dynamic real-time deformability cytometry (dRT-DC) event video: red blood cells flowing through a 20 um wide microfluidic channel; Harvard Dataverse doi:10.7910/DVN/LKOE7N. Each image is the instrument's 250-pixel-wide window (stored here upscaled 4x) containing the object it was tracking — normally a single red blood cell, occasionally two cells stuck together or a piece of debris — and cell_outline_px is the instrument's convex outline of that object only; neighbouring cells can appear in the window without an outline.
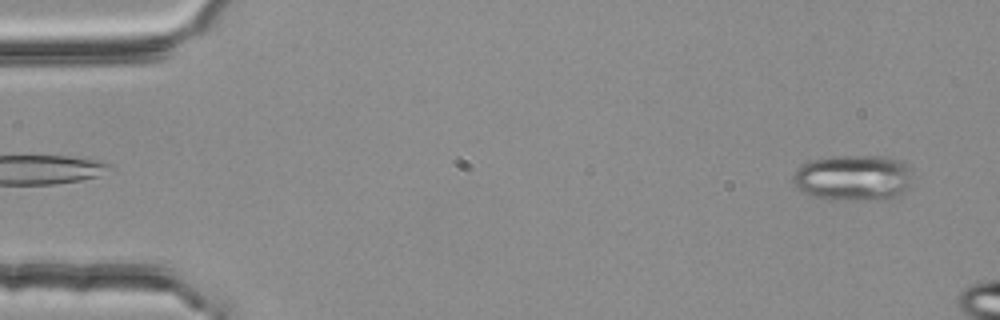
{"species": "common noctule bat (a hibernating species)", "species_latin": "Nyctalus noctula", "temperature_condition": "room temperature", "stored_images_in_passage": 4, "segment_of_instrument_passage": [2, 2], "camera_frame_rate_fps": 3000, "um_per_image_px": 0.085, "animal": {"sex": "female", "body_mass_g": 25.1}, "frame": {"image": 1, "passage_image": 4, "time_ms": 1.0, "image_size_px": [1000, 320], "cell_outline_px": [[908, 184], [904, 192], [900, 196], [888, 200], [828, 200], [812, 196], [796, 188], [792, 180], [792, 176], [804, 164], [812, 160], [832, 156], [888, 156], [900, 160], [908, 168]], "centroid_in_image_um": [72.5, 15.14], "position_along_channel_um": 12.5, "area_um2": 32.08}}